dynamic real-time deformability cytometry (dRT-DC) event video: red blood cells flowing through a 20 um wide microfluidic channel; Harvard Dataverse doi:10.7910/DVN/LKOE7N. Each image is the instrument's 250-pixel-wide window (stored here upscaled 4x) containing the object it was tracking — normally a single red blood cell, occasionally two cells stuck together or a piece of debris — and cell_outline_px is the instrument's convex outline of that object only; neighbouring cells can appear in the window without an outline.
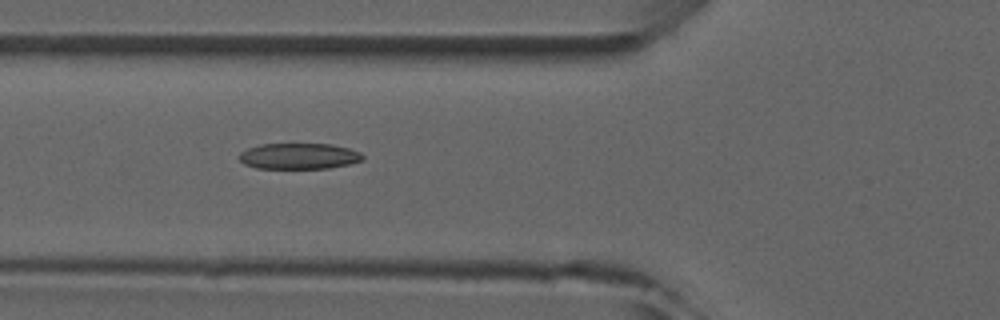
{"species": "common noctule bat (a hibernating species)", "species_latin": "Nyctalus noctula", "temperature_condition": "room temperature", "stored_images_in_passage": 5, "camera_frame_rate_fps": 3000, "um_per_image_px": 0.085, "animal": {"sex": "male", "forearm_length_mm": 52.5}, "frame": {"image": 1, "passage_image": 3, "time_ms": 2.333, "image_size_px": [1000, 320], "cell_outline_px": [[364, 156], [360, 160], [348, 164], [328, 168], [256, 168], [244, 164], [240, 160], [240, 152], [248, 148], [260, 144], [332, 144], [348, 148], [360, 152]], "centroid_in_image_um": [25.39, 13.26], "position_along_channel_um": 100.4, "area_um2": 18.5}}
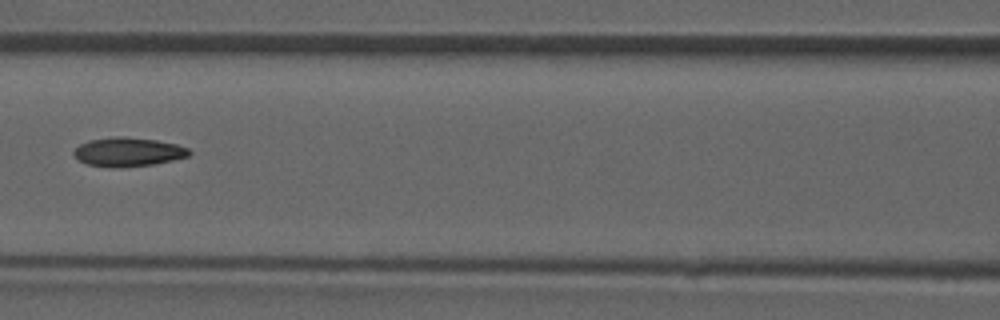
{"frame": {"image": 2, "passage_image": 4, "time_ms": 3.667, "image_size_px": [1000, 320], "cell_outline_px": [[192, 152], [188, 156], [172, 160], [152, 164], [88, 164], [80, 160], [72, 152], [80, 144], [92, 140], [112, 136], [124, 136], [156, 140], [176, 144], [188, 148]], "centroid_in_image_um": [10.95, 12.85], "position_along_channel_um": 155.7, "area_um2": 18.32}}